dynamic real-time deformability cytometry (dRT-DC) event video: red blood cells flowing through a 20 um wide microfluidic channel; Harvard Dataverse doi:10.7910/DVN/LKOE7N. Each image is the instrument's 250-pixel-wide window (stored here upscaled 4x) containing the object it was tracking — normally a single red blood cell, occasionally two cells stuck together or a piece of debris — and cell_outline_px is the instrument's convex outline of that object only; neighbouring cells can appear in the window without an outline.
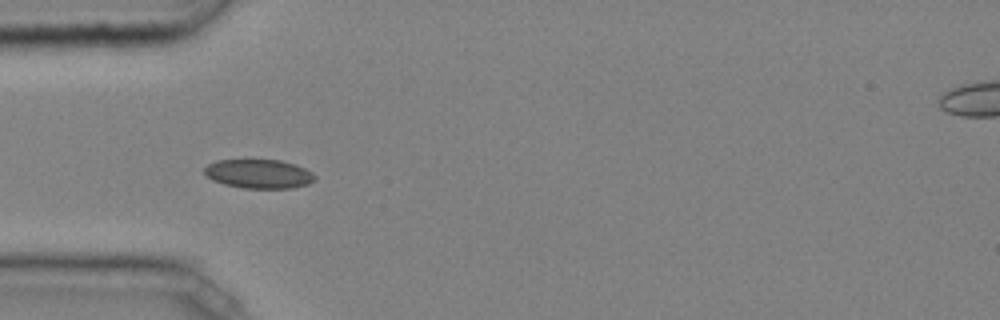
{"species": "common noctule bat (a hibernating species)", "species_latin": "Nyctalus noctula", "temperature_condition": "cold", "stored_images_in_passage": 34, "camera_frame_rate_fps": 3000, "um_per_image_px": 0.085, "animal": {"sex": "male", "body_mass_g": 20.4}, "frame": {"image": 1, "passage_image": 1, "time_ms": 0.0, "image_size_px": [1000, 320], "cell_outline_px": [[316, 180], [308, 184], [292, 188], [244, 188], [224, 184], [212, 180], [204, 172], [204, 168], [208, 164], [216, 160], [280, 160], [296, 164], [312, 172], [316, 176]], "centroid_in_image_um": [22.02, 14.77], "position_along_channel_um": 63.0, "area_um2": 18.73}}
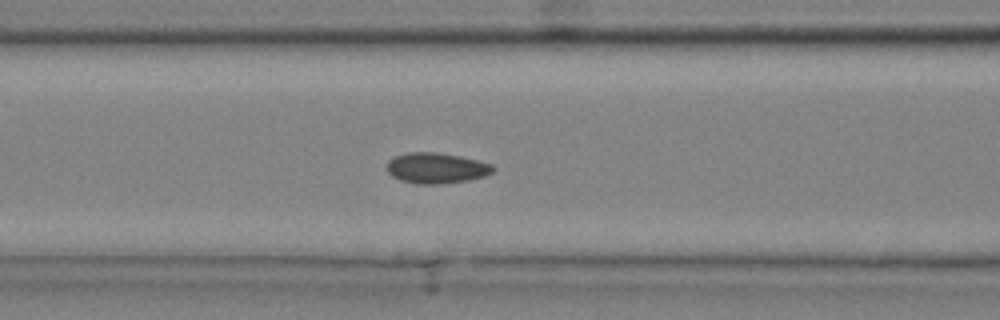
{"frame": {"image": 2, "passage_image": 6, "time_ms": 1.667, "image_size_px": [1000, 320], "cell_outline_px": [[496, 168], [492, 172], [484, 176], [468, 180], [440, 184], [416, 184], [400, 180], [392, 176], [384, 168], [388, 160], [396, 156], [408, 152], [436, 152], [460, 156], [492, 164]], "centroid_in_image_um": [37.05, 14.29], "position_along_channel_um": 129.5, "area_um2": 19.07}}